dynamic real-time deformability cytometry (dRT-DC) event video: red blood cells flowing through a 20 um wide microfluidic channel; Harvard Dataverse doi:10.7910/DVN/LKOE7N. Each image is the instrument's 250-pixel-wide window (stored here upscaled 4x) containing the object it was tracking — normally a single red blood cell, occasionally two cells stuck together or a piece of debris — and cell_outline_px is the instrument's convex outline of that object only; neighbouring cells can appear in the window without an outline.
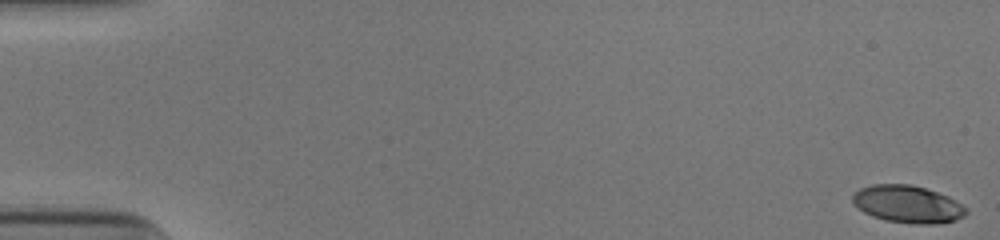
{"species": "human", "species_latin": "Homo sapiens", "temperature_condition": "cold", "stored_images_in_passage": 53, "camera_frame_rate_fps": 3000, "um_per_image_px": 0.085, "donor": {"sex": "male"}, "frame": {"image": 1, "passage_image": 1, "time_ms": 0.0, "image_size_px": [1000, 240], "cell_outline_px": [[968, 212], [964, 216], [956, 220], [932, 224], [916, 224], [884, 220], [872, 216], [864, 212], [852, 200], [852, 196], [860, 188], [872, 184], [912, 184], [948, 196], [960, 204]], "centroid_in_image_um": [77.14, 17.35], "position_along_channel_um": 7.9, "area_um2": 24.45}}
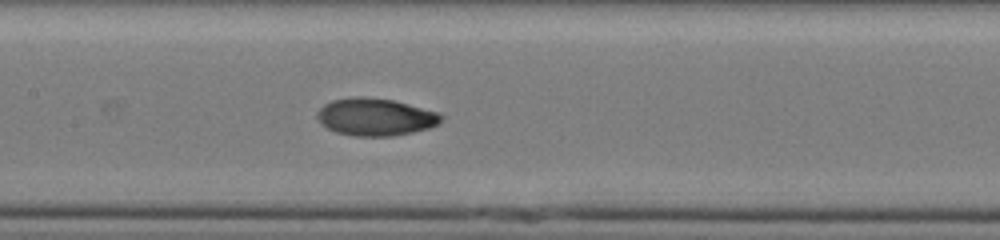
{"frame": {"image": 2, "passage_image": 27, "time_ms": 8.667, "image_size_px": [1000, 240], "cell_outline_px": [[444, 116], [436, 124], [428, 128], [412, 132], [392, 136], [356, 136], [336, 132], [320, 124], [316, 116], [316, 112], [324, 104], [332, 100], [360, 96], [392, 100], [440, 112]], "centroid_in_image_um": [31.89, 9.94], "position_along_channel_um": 175.5, "area_um2": 26.93}}
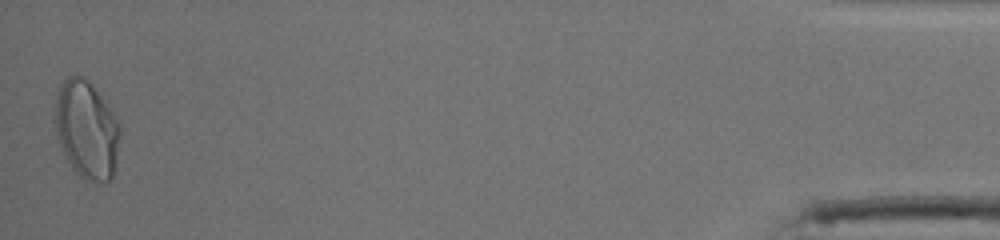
{"frame": {"image": 3, "passage_image": 53, "time_ms": 17.333, "image_size_px": [1000, 240], "cell_outline_px": [[120, 132], [116, 164], [112, 176], [108, 180], [84, 180], [72, 168], [64, 152], [56, 132], [52, 120], [56, 88], [68, 76], [76, 72], [84, 76], [92, 84], [104, 100], [120, 124]], "centroid_in_image_um": [7.31, 10.93], "position_along_channel_um": 427.9, "area_um2": 37.51}, "authors_computed_cell_mechanics": {"area_um2": 26.3568, "velocity_mm_per_s": 3.8994, "shape_relaxation_time_tau1_ms": 4.4478, "shape_relaxation_time_tau2_ms": 1.2819, "deformation_change_tau1": 0.1853, "deformation_change_tau2": 0.0394}}